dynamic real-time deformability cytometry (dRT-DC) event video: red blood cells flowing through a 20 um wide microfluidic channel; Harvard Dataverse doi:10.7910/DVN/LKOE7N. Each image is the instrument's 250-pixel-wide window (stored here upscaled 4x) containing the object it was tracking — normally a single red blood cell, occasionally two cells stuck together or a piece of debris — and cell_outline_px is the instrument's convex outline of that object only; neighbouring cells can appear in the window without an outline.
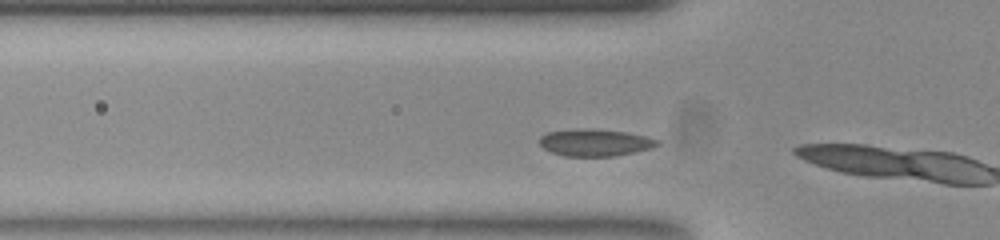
{"species": "common noctule bat (a hibernating species)", "species_latin": "Nyctalus noctula", "temperature_condition": "room temperature", "stored_images_in_passage": 5, "camera_frame_rate_fps": 3000, "um_per_image_px": 0.085, "animal": {"sex": "female", "body_mass_g": 23.0, "forearm_length_mm": 53.4}, "frame": {"image": 1, "passage_image": 3, "time_ms": 0.667, "image_size_px": [1000, 240], "cell_outline_px": [[660, 144], [652, 148], [616, 156], [564, 156], [552, 152], [544, 148], [540, 144], [540, 136], [548, 132], [628, 132], [660, 140]], "centroid_in_image_um": [50.65, 12.19], "position_along_channel_um": 75.1, "area_um2": 17.34}}